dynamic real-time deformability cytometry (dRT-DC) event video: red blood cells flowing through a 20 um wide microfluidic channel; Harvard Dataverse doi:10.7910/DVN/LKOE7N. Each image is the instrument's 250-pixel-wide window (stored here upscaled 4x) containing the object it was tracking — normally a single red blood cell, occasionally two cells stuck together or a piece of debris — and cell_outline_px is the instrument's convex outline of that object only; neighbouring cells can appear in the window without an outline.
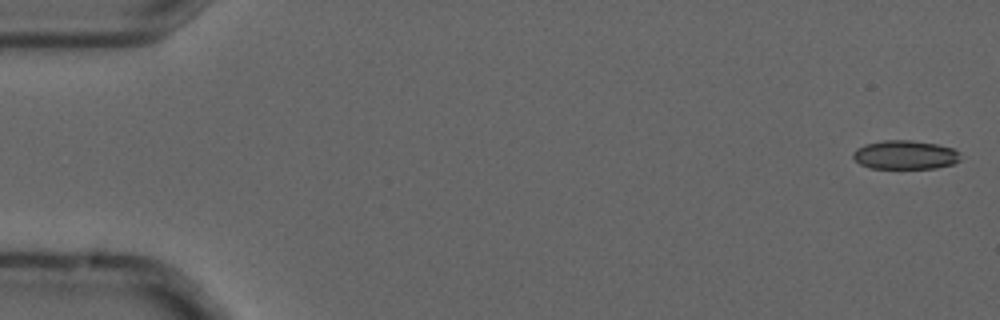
{"species": "common noctule bat (a hibernating species)", "species_latin": "Nyctalus noctula", "temperature_condition": "cold", "stored_images_in_passage": 2, "camera_frame_rate_fps": 3000, "um_per_image_px": 0.085, "animal": {"sex": "male", "forearm_length_mm": 52.5}, "frame": {"image": 1, "passage_image": 1, "time_ms": 0.0, "image_size_px": [1000, 320], "cell_outline_px": [[960, 160], [952, 164], [936, 168], [868, 168], [860, 164], [852, 156], [852, 152], [856, 148], [864, 144], [884, 140], [912, 140], [936, 144], [952, 148], [960, 152]], "centroid_in_image_um": [76.91, 13.16], "position_along_channel_um": 8.1, "area_um2": 18.15}}